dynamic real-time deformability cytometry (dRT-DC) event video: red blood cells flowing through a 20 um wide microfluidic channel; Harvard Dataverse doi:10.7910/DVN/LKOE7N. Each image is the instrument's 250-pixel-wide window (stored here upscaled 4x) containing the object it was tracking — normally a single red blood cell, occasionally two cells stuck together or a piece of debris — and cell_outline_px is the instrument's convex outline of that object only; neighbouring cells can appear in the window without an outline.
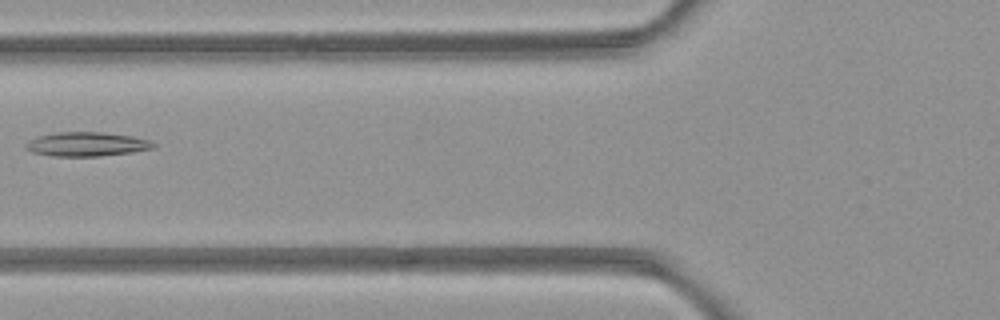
{"species": "common noctule bat (a hibernating species)", "species_latin": "Nyctalus noctula", "temperature_condition": "room temperature", "stored_images_in_passage": 6, "camera_frame_rate_fps": 3000, "um_per_image_px": 0.085, "animal": {"sex": "female", "body_mass_g": 21.9}, "frame": {"image": 1, "passage_image": 6, "time_ms": 6.667, "image_size_px": [1000, 320], "cell_outline_px": [[156, 144], [152, 148], [132, 152], [100, 156], [52, 156], [32, 152], [24, 148], [24, 144], [28, 140], [40, 136], [56, 132], [100, 132], [132, 136], [148, 140]], "centroid_in_image_um": [7.32, 12.26], "position_along_channel_um": 118.5, "area_um2": 17.86}}